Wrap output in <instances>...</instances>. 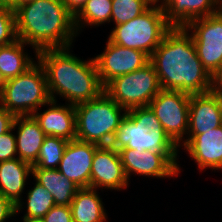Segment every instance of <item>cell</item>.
Returning a JSON list of instances; mask_svg holds the SVG:
<instances>
[{
    "label": "cell",
    "instance_id": "cell-11",
    "mask_svg": "<svg viewBox=\"0 0 222 222\" xmlns=\"http://www.w3.org/2000/svg\"><path fill=\"white\" fill-rule=\"evenodd\" d=\"M119 154L128 180L133 174L154 178L177 177L181 171L178 164L179 152H138L122 148Z\"/></svg>",
    "mask_w": 222,
    "mask_h": 222
},
{
    "label": "cell",
    "instance_id": "cell-37",
    "mask_svg": "<svg viewBox=\"0 0 222 222\" xmlns=\"http://www.w3.org/2000/svg\"><path fill=\"white\" fill-rule=\"evenodd\" d=\"M0 6L16 9V0H0Z\"/></svg>",
    "mask_w": 222,
    "mask_h": 222
},
{
    "label": "cell",
    "instance_id": "cell-6",
    "mask_svg": "<svg viewBox=\"0 0 222 222\" xmlns=\"http://www.w3.org/2000/svg\"><path fill=\"white\" fill-rule=\"evenodd\" d=\"M171 28L161 8L149 7L136 18L113 27L108 40L123 47L143 51L150 57Z\"/></svg>",
    "mask_w": 222,
    "mask_h": 222
},
{
    "label": "cell",
    "instance_id": "cell-9",
    "mask_svg": "<svg viewBox=\"0 0 222 222\" xmlns=\"http://www.w3.org/2000/svg\"><path fill=\"white\" fill-rule=\"evenodd\" d=\"M185 28L192 35L203 67L212 76L222 67V8L213 15L190 21Z\"/></svg>",
    "mask_w": 222,
    "mask_h": 222
},
{
    "label": "cell",
    "instance_id": "cell-35",
    "mask_svg": "<svg viewBox=\"0 0 222 222\" xmlns=\"http://www.w3.org/2000/svg\"><path fill=\"white\" fill-rule=\"evenodd\" d=\"M67 10L75 16L85 5L87 0H62Z\"/></svg>",
    "mask_w": 222,
    "mask_h": 222
},
{
    "label": "cell",
    "instance_id": "cell-26",
    "mask_svg": "<svg viewBox=\"0 0 222 222\" xmlns=\"http://www.w3.org/2000/svg\"><path fill=\"white\" fill-rule=\"evenodd\" d=\"M67 143L68 140L64 138L46 136L32 168L58 169Z\"/></svg>",
    "mask_w": 222,
    "mask_h": 222
},
{
    "label": "cell",
    "instance_id": "cell-1",
    "mask_svg": "<svg viewBox=\"0 0 222 222\" xmlns=\"http://www.w3.org/2000/svg\"><path fill=\"white\" fill-rule=\"evenodd\" d=\"M163 90L202 94L211 90V75L197 56L192 35L172 27L150 56Z\"/></svg>",
    "mask_w": 222,
    "mask_h": 222
},
{
    "label": "cell",
    "instance_id": "cell-27",
    "mask_svg": "<svg viewBox=\"0 0 222 222\" xmlns=\"http://www.w3.org/2000/svg\"><path fill=\"white\" fill-rule=\"evenodd\" d=\"M149 8L144 0H112L110 22L115 26L136 18Z\"/></svg>",
    "mask_w": 222,
    "mask_h": 222
},
{
    "label": "cell",
    "instance_id": "cell-19",
    "mask_svg": "<svg viewBox=\"0 0 222 222\" xmlns=\"http://www.w3.org/2000/svg\"><path fill=\"white\" fill-rule=\"evenodd\" d=\"M17 157L31 165L37 160L46 134L32 115L15 116Z\"/></svg>",
    "mask_w": 222,
    "mask_h": 222
},
{
    "label": "cell",
    "instance_id": "cell-10",
    "mask_svg": "<svg viewBox=\"0 0 222 222\" xmlns=\"http://www.w3.org/2000/svg\"><path fill=\"white\" fill-rule=\"evenodd\" d=\"M111 146L117 151L122 148L138 152H179L180 150L164 130L148 131L128 111L117 128Z\"/></svg>",
    "mask_w": 222,
    "mask_h": 222
},
{
    "label": "cell",
    "instance_id": "cell-23",
    "mask_svg": "<svg viewBox=\"0 0 222 222\" xmlns=\"http://www.w3.org/2000/svg\"><path fill=\"white\" fill-rule=\"evenodd\" d=\"M22 40L0 47V71L7 80L17 77L30 68L36 61L25 52Z\"/></svg>",
    "mask_w": 222,
    "mask_h": 222
},
{
    "label": "cell",
    "instance_id": "cell-2",
    "mask_svg": "<svg viewBox=\"0 0 222 222\" xmlns=\"http://www.w3.org/2000/svg\"><path fill=\"white\" fill-rule=\"evenodd\" d=\"M72 46L47 48L37 52L45 69L51 100L66 99V104L78 105L99 97L104 92L94 58L80 59L72 54Z\"/></svg>",
    "mask_w": 222,
    "mask_h": 222
},
{
    "label": "cell",
    "instance_id": "cell-30",
    "mask_svg": "<svg viewBox=\"0 0 222 222\" xmlns=\"http://www.w3.org/2000/svg\"><path fill=\"white\" fill-rule=\"evenodd\" d=\"M12 128L0 135V162L17 158L16 138Z\"/></svg>",
    "mask_w": 222,
    "mask_h": 222
},
{
    "label": "cell",
    "instance_id": "cell-5",
    "mask_svg": "<svg viewBox=\"0 0 222 222\" xmlns=\"http://www.w3.org/2000/svg\"><path fill=\"white\" fill-rule=\"evenodd\" d=\"M24 73L6 81L0 105L15 116L32 115L51 100L46 72L36 60Z\"/></svg>",
    "mask_w": 222,
    "mask_h": 222
},
{
    "label": "cell",
    "instance_id": "cell-24",
    "mask_svg": "<svg viewBox=\"0 0 222 222\" xmlns=\"http://www.w3.org/2000/svg\"><path fill=\"white\" fill-rule=\"evenodd\" d=\"M112 0H87L82 9L74 16V26L79 35L82 28L99 27L110 22ZM79 31V32H78Z\"/></svg>",
    "mask_w": 222,
    "mask_h": 222
},
{
    "label": "cell",
    "instance_id": "cell-13",
    "mask_svg": "<svg viewBox=\"0 0 222 222\" xmlns=\"http://www.w3.org/2000/svg\"><path fill=\"white\" fill-rule=\"evenodd\" d=\"M128 182L119 151L111 145L99 146L91 167V188L120 191L128 187Z\"/></svg>",
    "mask_w": 222,
    "mask_h": 222
},
{
    "label": "cell",
    "instance_id": "cell-12",
    "mask_svg": "<svg viewBox=\"0 0 222 222\" xmlns=\"http://www.w3.org/2000/svg\"><path fill=\"white\" fill-rule=\"evenodd\" d=\"M98 75L105 87L114 78L142 68L150 61L143 51L130 49L110 42L107 39L102 53L94 56Z\"/></svg>",
    "mask_w": 222,
    "mask_h": 222
},
{
    "label": "cell",
    "instance_id": "cell-14",
    "mask_svg": "<svg viewBox=\"0 0 222 222\" xmlns=\"http://www.w3.org/2000/svg\"><path fill=\"white\" fill-rule=\"evenodd\" d=\"M97 144L80 141H68L58 170L67 179L80 188L91 187V167Z\"/></svg>",
    "mask_w": 222,
    "mask_h": 222
},
{
    "label": "cell",
    "instance_id": "cell-28",
    "mask_svg": "<svg viewBox=\"0 0 222 222\" xmlns=\"http://www.w3.org/2000/svg\"><path fill=\"white\" fill-rule=\"evenodd\" d=\"M17 40L15 10L0 6V47Z\"/></svg>",
    "mask_w": 222,
    "mask_h": 222
},
{
    "label": "cell",
    "instance_id": "cell-22",
    "mask_svg": "<svg viewBox=\"0 0 222 222\" xmlns=\"http://www.w3.org/2000/svg\"><path fill=\"white\" fill-rule=\"evenodd\" d=\"M96 188H80L70 205L73 222H106L107 213Z\"/></svg>",
    "mask_w": 222,
    "mask_h": 222
},
{
    "label": "cell",
    "instance_id": "cell-17",
    "mask_svg": "<svg viewBox=\"0 0 222 222\" xmlns=\"http://www.w3.org/2000/svg\"><path fill=\"white\" fill-rule=\"evenodd\" d=\"M221 126V98L211 91L190 95L187 134H202Z\"/></svg>",
    "mask_w": 222,
    "mask_h": 222
},
{
    "label": "cell",
    "instance_id": "cell-7",
    "mask_svg": "<svg viewBox=\"0 0 222 222\" xmlns=\"http://www.w3.org/2000/svg\"><path fill=\"white\" fill-rule=\"evenodd\" d=\"M161 90L150 61L136 71L114 78L104 87V91L126 111L148 106Z\"/></svg>",
    "mask_w": 222,
    "mask_h": 222
},
{
    "label": "cell",
    "instance_id": "cell-20",
    "mask_svg": "<svg viewBox=\"0 0 222 222\" xmlns=\"http://www.w3.org/2000/svg\"><path fill=\"white\" fill-rule=\"evenodd\" d=\"M32 174V165L18 157L0 162V193L15 205L23 197L27 178Z\"/></svg>",
    "mask_w": 222,
    "mask_h": 222
},
{
    "label": "cell",
    "instance_id": "cell-40",
    "mask_svg": "<svg viewBox=\"0 0 222 222\" xmlns=\"http://www.w3.org/2000/svg\"><path fill=\"white\" fill-rule=\"evenodd\" d=\"M30 1H33V0H16V8L22 4L30 2Z\"/></svg>",
    "mask_w": 222,
    "mask_h": 222
},
{
    "label": "cell",
    "instance_id": "cell-4",
    "mask_svg": "<svg viewBox=\"0 0 222 222\" xmlns=\"http://www.w3.org/2000/svg\"><path fill=\"white\" fill-rule=\"evenodd\" d=\"M126 112L105 91L93 100L75 105L76 139L99 146L111 145Z\"/></svg>",
    "mask_w": 222,
    "mask_h": 222
},
{
    "label": "cell",
    "instance_id": "cell-34",
    "mask_svg": "<svg viewBox=\"0 0 222 222\" xmlns=\"http://www.w3.org/2000/svg\"><path fill=\"white\" fill-rule=\"evenodd\" d=\"M210 91L222 99V67L211 76Z\"/></svg>",
    "mask_w": 222,
    "mask_h": 222
},
{
    "label": "cell",
    "instance_id": "cell-3",
    "mask_svg": "<svg viewBox=\"0 0 222 222\" xmlns=\"http://www.w3.org/2000/svg\"><path fill=\"white\" fill-rule=\"evenodd\" d=\"M17 39L37 52L72 46L77 36L74 16L62 0H33L15 9Z\"/></svg>",
    "mask_w": 222,
    "mask_h": 222
},
{
    "label": "cell",
    "instance_id": "cell-18",
    "mask_svg": "<svg viewBox=\"0 0 222 222\" xmlns=\"http://www.w3.org/2000/svg\"><path fill=\"white\" fill-rule=\"evenodd\" d=\"M222 0H164L167 22L172 27H185L190 21L217 13Z\"/></svg>",
    "mask_w": 222,
    "mask_h": 222
},
{
    "label": "cell",
    "instance_id": "cell-33",
    "mask_svg": "<svg viewBox=\"0 0 222 222\" xmlns=\"http://www.w3.org/2000/svg\"><path fill=\"white\" fill-rule=\"evenodd\" d=\"M15 115L8 112L3 106L0 105V135L10 131L13 127Z\"/></svg>",
    "mask_w": 222,
    "mask_h": 222
},
{
    "label": "cell",
    "instance_id": "cell-16",
    "mask_svg": "<svg viewBox=\"0 0 222 222\" xmlns=\"http://www.w3.org/2000/svg\"><path fill=\"white\" fill-rule=\"evenodd\" d=\"M46 105L50 107L32 114L46 136L61 137L68 141L76 139L75 106L68 103L60 105L55 100H50Z\"/></svg>",
    "mask_w": 222,
    "mask_h": 222
},
{
    "label": "cell",
    "instance_id": "cell-21",
    "mask_svg": "<svg viewBox=\"0 0 222 222\" xmlns=\"http://www.w3.org/2000/svg\"><path fill=\"white\" fill-rule=\"evenodd\" d=\"M32 175L37 183L52 194L55 205L70 206L80 189L58 169L32 168Z\"/></svg>",
    "mask_w": 222,
    "mask_h": 222
},
{
    "label": "cell",
    "instance_id": "cell-36",
    "mask_svg": "<svg viewBox=\"0 0 222 222\" xmlns=\"http://www.w3.org/2000/svg\"><path fill=\"white\" fill-rule=\"evenodd\" d=\"M149 7H159L161 9L164 8V0H144Z\"/></svg>",
    "mask_w": 222,
    "mask_h": 222
},
{
    "label": "cell",
    "instance_id": "cell-31",
    "mask_svg": "<svg viewBox=\"0 0 222 222\" xmlns=\"http://www.w3.org/2000/svg\"><path fill=\"white\" fill-rule=\"evenodd\" d=\"M43 220L45 222H73L70 206L54 205Z\"/></svg>",
    "mask_w": 222,
    "mask_h": 222
},
{
    "label": "cell",
    "instance_id": "cell-38",
    "mask_svg": "<svg viewBox=\"0 0 222 222\" xmlns=\"http://www.w3.org/2000/svg\"><path fill=\"white\" fill-rule=\"evenodd\" d=\"M23 222H45L43 218H27V217H22Z\"/></svg>",
    "mask_w": 222,
    "mask_h": 222
},
{
    "label": "cell",
    "instance_id": "cell-32",
    "mask_svg": "<svg viewBox=\"0 0 222 222\" xmlns=\"http://www.w3.org/2000/svg\"><path fill=\"white\" fill-rule=\"evenodd\" d=\"M16 215V205L0 193V222H6Z\"/></svg>",
    "mask_w": 222,
    "mask_h": 222
},
{
    "label": "cell",
    "instance_id": "cell-39",
    "mask_svg": "<svg viewBox=\"0 0 222 222\" xmlns=\"http://www.w3.org/2000/svg\"><path fill=\"white\" fill-rule=\"evenodd\" d=\"M5 83H6V79L4 78V76L2 75L0 71V92L3 90Z\"/></svg>",
    "mask_w": 222,
    "mask_h": 222
},
{
    "label": "cell",
    "instance_id": "cell-25",
    "mask_svg": "<svg viewBox=\"0 0 222 222\" xmlns=\"http://www.w3.org/2000/svg\"><path fill=\"white\" fill-rule=\"evenodd\" d=\"M54 205L52 194L35 181L34 187L27 192L25 203L22 200L16 203V214L22 212L21 209L25 207L26 212L23 217L43 218Z\"/></svg>",
    "mask_w": 222,
    "mask_h": 222
},
{
    "label": "cell",
    "instance_id": "cell-15",
    "mask_svg": "<svg viewBox=\"0 0 222 222\" xmlns=\"http://www.w3.org/2000/svg\"><path fill=\"white\" fill-rule=\"evenodd\" d=\"M181 145L195 161L198 170H222V126L202 134H187L178 147Z\"/></svg>",
    "mask_w": 222,
    "mask_h": 222
},
{
    "label": "cell",
    "instance_id": "cell-8",
    "mask_svg": "<svg viewBox=\"0 0 222 222\" xmlns=\"http://www.w3.org/2000/svg\"><path fill=\"white\" fill-rule=\"evenodd\" d=\"M189 101L190 94L162 89L148 105L160 121L165 133L177 146L187 136Z\"/></svg>",
    "mask_w": 222,
    "mask_h": 222
},
{
    "label": "cell",
    "instance_id": "cell-29",
    "mask_svg": "<svg viewBox=\"0 0 222 222\" xmlns=\"http://www.w3.org/2000/svg\"><path fill=\"white\" fill-rule=\"evenodd\" d=\"M128 112L148 131L164 130L160 121L155 116L149 106L137 107L128 110Z\"/></svg>",
    "mask_w": 222,
    "mask_h": 222
},
{
    "label": "cell",
    "instance_id": "cell-41",
    "mask_svg": "<svg viewBox=\"0 0 222 222\" xmlns=\"http://www.w3.org/2000/svg\"><path fill=\"white\" fill-rule=\"evenodd\" d=\"M221 126H222V99H221Z\"/></svg>",
    "mask_w": 222,
    "mask_h": 222
}]
</instances>
